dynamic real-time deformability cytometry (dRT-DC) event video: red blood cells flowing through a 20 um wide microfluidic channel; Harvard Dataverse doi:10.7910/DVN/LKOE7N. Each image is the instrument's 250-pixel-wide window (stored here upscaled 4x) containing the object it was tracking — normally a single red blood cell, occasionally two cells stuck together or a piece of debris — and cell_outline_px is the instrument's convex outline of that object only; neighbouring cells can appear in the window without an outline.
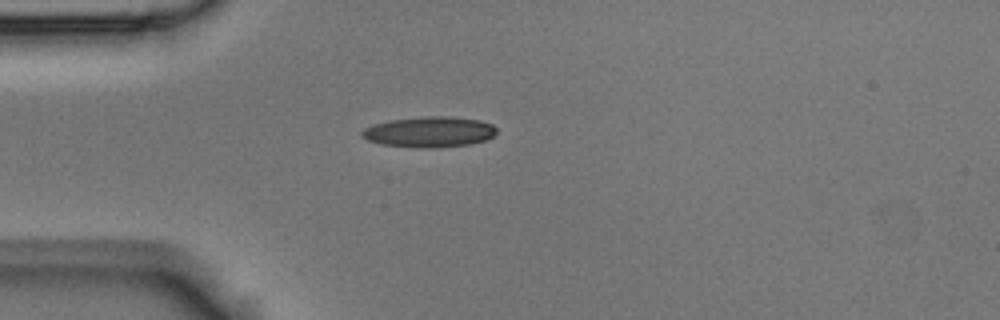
{"species": "Egyptian fruit bat (a non-hibernating species)", "species_latin": "Rousettus aegyptiacus", "temperature_condition": "room temperature", "stored_images_in_passage": 1, "camera_frame_rate_fps": 3000, "um_per_image_px": 0.085, "animal": {"sex": "male"}, "frame": {"image": 1, "passage_image": 1, "time_ms": 0.0, "image_size_px": [1000, 320], "cell_outline_px": [[496, 132], [492, 136], [484, 140], [468, 144], [436, 148], [416, 148], [380, 144], [368, 140], [360, 136], [360, 132], [364, 128], [372, 124], [392, 120], [428, 116], [440, 116], [480, 120], [492, 124], [496, 128]], "centroid_in_image_um": [36.44, 11.22], "position_along_channel_um": 48.6, "area_um2": 23.93}}